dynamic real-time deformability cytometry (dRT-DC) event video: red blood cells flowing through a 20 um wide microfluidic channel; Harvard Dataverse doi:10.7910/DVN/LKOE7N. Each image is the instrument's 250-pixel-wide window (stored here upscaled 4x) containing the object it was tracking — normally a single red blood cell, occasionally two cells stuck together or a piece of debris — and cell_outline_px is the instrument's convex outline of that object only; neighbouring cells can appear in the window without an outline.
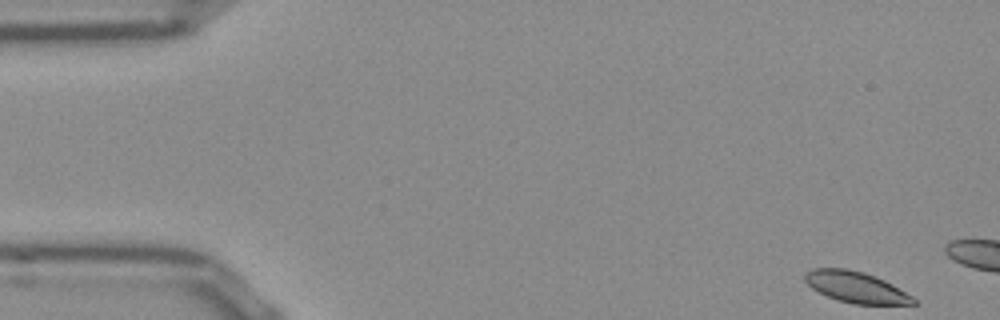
{"species": "Egyptian fruit bat (a non-hibernating species)", "species_latin": "Rousettus aegyptiacus", "temperature_condition": "room temperature", "stored_images_in_passage": 12, "camera_frame_rate_fps": 3000, "um_per_image_px": 0.085, "frame": {"image": 1, "passage_image": 1, "time_ms": 0.0, "image_size_px": [1000, 320], "cell_outline_px": [[916, 304], [852, 304], [836, 300], [812, 288], [804, 280], [804, 272], [812, 268], [848, 268], [864, 272], [884, 280], [892, 284], [912, 296], [916, 300]], "centroid_in_image_um": [72.73, 24.4], "position_along_channel_um": 12.3, "area_um2": 19.65}}